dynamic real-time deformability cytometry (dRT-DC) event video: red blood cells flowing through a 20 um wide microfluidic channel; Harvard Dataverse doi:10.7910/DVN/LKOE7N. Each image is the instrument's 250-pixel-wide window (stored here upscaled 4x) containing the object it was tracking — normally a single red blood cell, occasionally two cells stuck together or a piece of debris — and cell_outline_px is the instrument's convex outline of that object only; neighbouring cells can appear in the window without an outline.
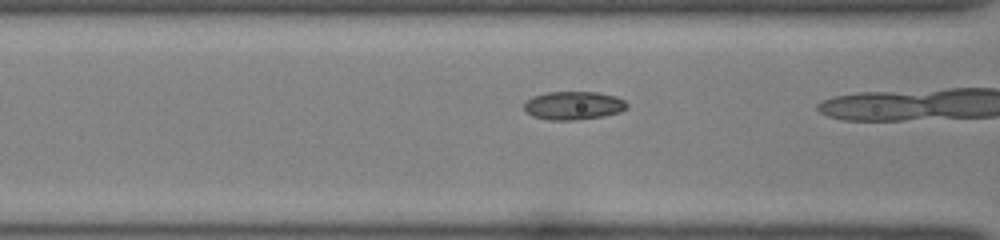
{"species": "common noctule bat (a hibernating species)", "species_latin": "Nyctalus noctula", "temperature_condition": "room temperature", "stored_images_in_passage": 20, "camera_frame_rate_fps": 3000, "um_per_image_px": 0.085, "animal": {"sex": "female", "body_mass_g": 22.0, "forearm_length_mm": 56.7}, "frame": {"image": 1, "passage_image": 15, "time_ms": 4.667, "image_size_px": [1000, 240], "cell_outline_px": [[628, 108], [620, 112], [604, 116], [576, 120], [548, 120], [532, 116], [524, 108], [524, 100], [532, 96], [548, 92], [600, 92], [616, 96], [624, 100], [628, 104]], "centroid_in_image_um": [48.75, 8.96], "position_along_channel_um": 117.8, "area_um2": 17.22}}
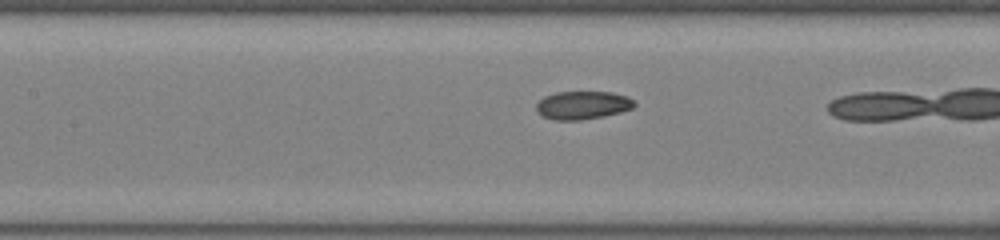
{"frame": {"image": 2, "passage_image": 18, "time_ms": 5.667, "image_size_px": [1000, 240], "cell_outline_px": [[636, 104], [632, 108], [620, 112], [604, 116], [580, 120], [552, 120], [540, 116], [536, 112], [536, 104], [544, 96], [556, 92], [612, 92], [628, 96]], "centroid_in_image_um": [49.48, 8.94], "position_along_channel_um": 157.9, "area_um2": 16.24}}